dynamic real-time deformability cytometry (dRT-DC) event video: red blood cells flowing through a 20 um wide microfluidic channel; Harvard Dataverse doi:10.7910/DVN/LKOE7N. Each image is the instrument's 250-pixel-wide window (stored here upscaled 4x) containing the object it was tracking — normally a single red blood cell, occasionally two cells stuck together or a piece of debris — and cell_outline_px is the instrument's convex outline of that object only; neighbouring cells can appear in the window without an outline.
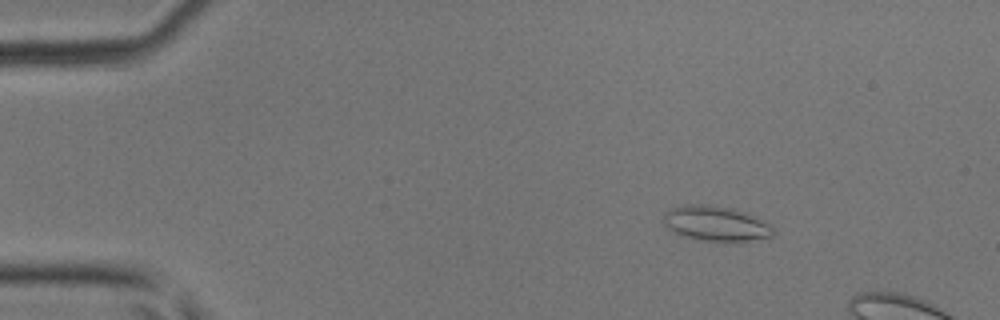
{"species": "common noctule bat (a hibernating species)", "species_latin": "Nyctalus noctula", "temperature_condition": "room temperature", "stored_images_in_passage": 14, "camera_frame_rate_fps": 3000, "um_per_image_px": 0.085, "animal": {"sex": "male", "body_mass_g": 17.9, "forearm_length_mm": 54.2}, "frame": {"image": 1, "passage_image": 7, "time_ms": 2.0, "image_size_px": [1000, 320], "cell_outline_px": [[776, 232], [772, 236], [748, 240], [704, 240], [688, 236], [676, 232], [668, 228], [664, 224], [664, 212], [672, 208], [684, 204], [708, 204], [732, 208], [744, 212], [772, 224]], "centroid_in_image_um": [60.87, 18.96], "position_along_channel_um": 24.1, "area_um2": 21.96}}